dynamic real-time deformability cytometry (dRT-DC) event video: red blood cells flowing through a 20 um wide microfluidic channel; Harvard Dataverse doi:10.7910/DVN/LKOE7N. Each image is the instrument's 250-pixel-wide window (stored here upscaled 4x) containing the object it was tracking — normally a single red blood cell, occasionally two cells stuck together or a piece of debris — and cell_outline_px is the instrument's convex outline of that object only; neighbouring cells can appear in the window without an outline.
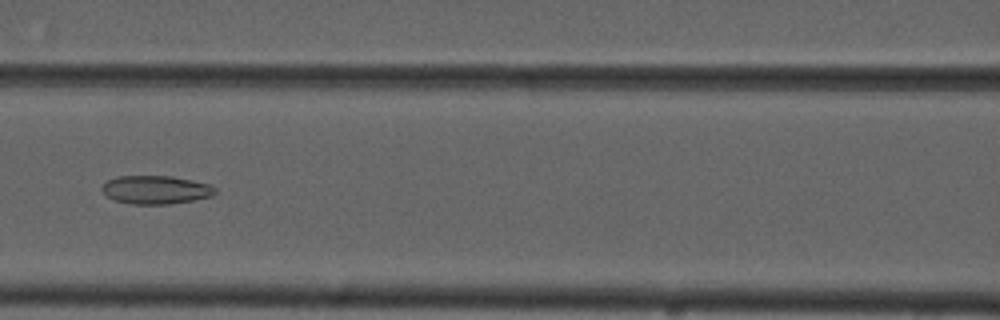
{"species": "common noctule bat (a hibernating species)", "species_latin": "Nyctalus noctula", "temperature_condition": "cold", "stored_images_in_passage": 5, "camera_frame_rate_fps": 3000, "um_per_image_px": 0.085, "animal": {"sex": "male", "forearm_length_mm": 52.5}, "frame": {"image": 1, "passage_image": 5, "time_ms": 5.667, "image_size_px": [1000, 320], "cell_outline_px": [[216, 192], [212, 196], [172, 204], [132, 204], [112, 200], [100, 188], [108, 180], [116, 176], [172, 176], [192, 180], [208, 184], [216, 188]], "centroid_in_image_um": [13.23, 16.13], "position_along_channel_um": 153.4, "area_um2": 18.73}}